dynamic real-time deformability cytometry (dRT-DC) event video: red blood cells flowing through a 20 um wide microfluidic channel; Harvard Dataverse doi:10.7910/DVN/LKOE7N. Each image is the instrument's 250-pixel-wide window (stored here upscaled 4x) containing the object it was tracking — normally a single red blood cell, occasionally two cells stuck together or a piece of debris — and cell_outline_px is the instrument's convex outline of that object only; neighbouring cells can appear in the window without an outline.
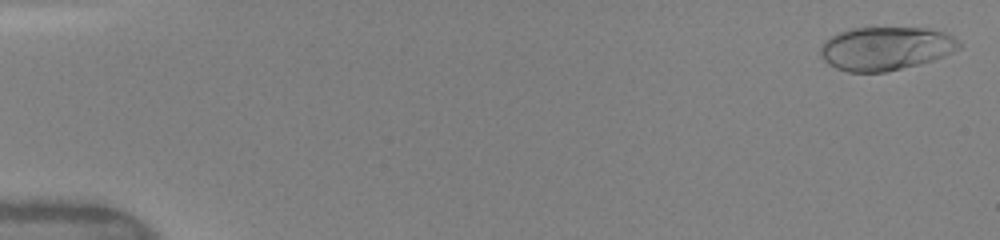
{"species": "human", "species_latin": "Homo sapiens", "temperature_condition": "warm", "stored_images_in_passage": 47, "camera_frame_rate_fps": 3000, "um_per_image_px": 0.085, "donor": {"sex": "female"}, "frame": {"image": 1, "passage_image": 1, "time_ms": 0.0, "image_size_px": [1000, 240], "cell_outline_px": [[960, 48], [952, 52], [932, 60], [920, 64], [884, 72], [848, 72], [836, 68], [828, 64], [824, 60], [820, 52], [820, 44], [824, 40], [848, 28], [928, 28], [944, 32], [952, 36], [960, 44]], "centroid_in_image_um": [75.24, 4.12], "position_along_channel_um": 9.8, "area_um2": 35.03}}
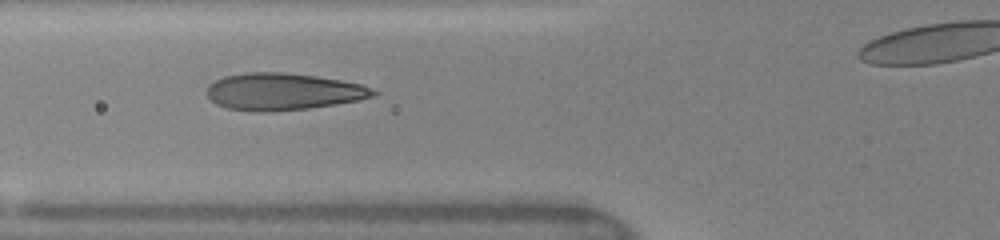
{"frame": {"image": 2, "passage_image": 18, "time_ms": 6.0, "image_size_px": [1000, 240], "cell_outline_px": [[380, 92], [372, 96], [356, 100], [336, 104], [308, 108], [268, 112], [252, 112], [228, 108], [216, 104], [208, 96], [208, 84], [224, 76], [248, 72], [284, 72], [316, 76], [340, 80], [360, 84]], "centroid_in_image_um": [24.03, 7.79], "position_along_channel_um": 101.8, "area_um2": 35.72}}
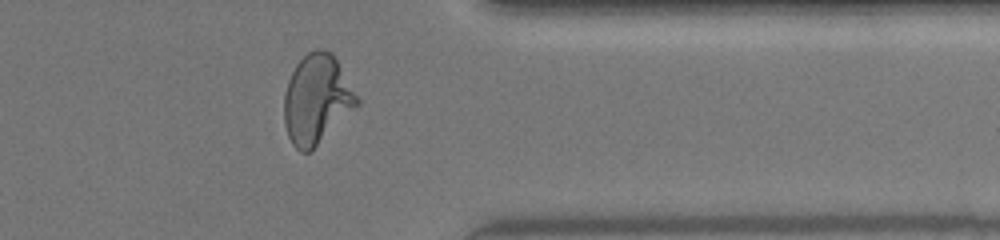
{"frame": {"image": 3, "passage_image": 42, "time_ms": 13.0, "image_size_px": [1000, 240], "cell_outline_px": [[360, 104], [308, 152], [300, 152], [292, 144], [288, 136], [284, 124], [284, 96], [288, 80], [296, 64], [308, 52], [316, 48], [324, 48], [332, 52], [360, 100]], "centroid_in_image_um": [26.91, 8.41], "position_along_channel_um": 384.5, "area_um2": 37.57}}